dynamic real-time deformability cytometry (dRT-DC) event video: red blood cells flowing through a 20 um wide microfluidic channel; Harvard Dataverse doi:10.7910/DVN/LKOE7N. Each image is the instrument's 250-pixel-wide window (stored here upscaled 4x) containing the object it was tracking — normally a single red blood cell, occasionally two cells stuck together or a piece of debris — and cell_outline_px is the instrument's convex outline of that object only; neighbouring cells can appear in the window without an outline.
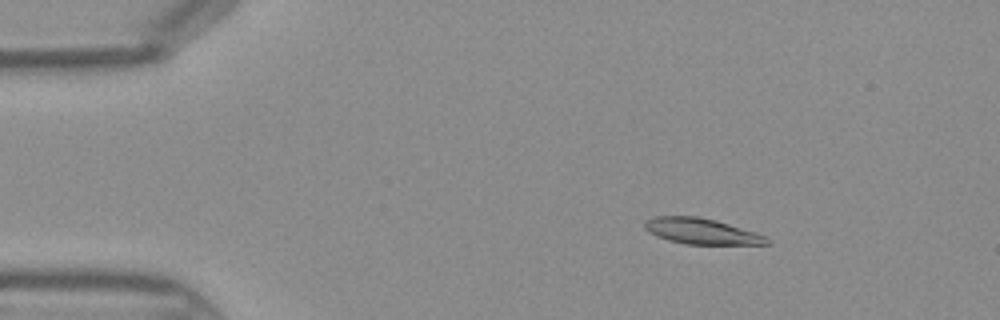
{"species": "Egyptian fruit bat (a non-hibernating species)", "species_latin": "Rousettus aegyptiacus", "temperature_condition": "warm", "stored_images_in_passage": 45, "camera_frame_rate_fps": 3000, "um_per_image_px": 0.085, "frame": {"image": 1, "passage_image": 7, "time_ms": 2.0, "image_size_px": [1000, 320], "cell_outline_px": [[772, 244], [684, 244], [668, 240], [656, 236], [648, 232], [644, 228], [644, 220], [652, 216], [696, 216], [716, 220], [756, 232], [768, 236]], "centroid_in_image_um": [59.62, 19.65], "position_along_channel_um": 25.4, "area_um2": 18.61}}
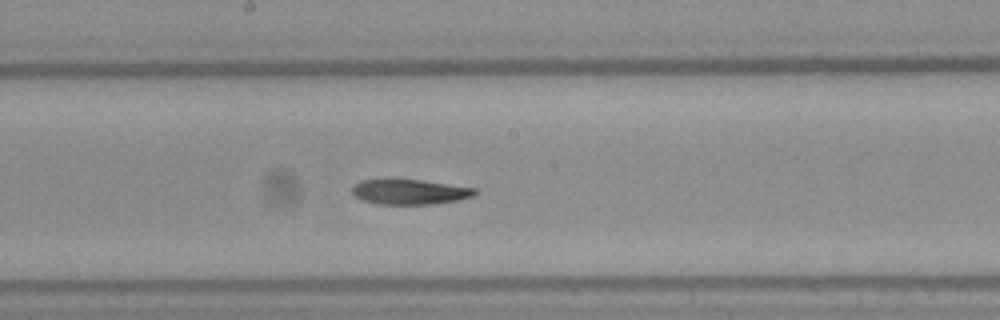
{"frame": {"image": 2, "passage_image": 24, "time_ms": 7.667, "image_size_px": [1000, 320], "cell_outline_px": [[476, 192], [472, 196], [456, 200], [428, 204], [376, 204], [360, 200], [352, 192], [352, 188], [360, 180], [420, 180], [476, 188]], "centroid_in_image_um": [34.78, 16.31], "position_along_channel_um": 213.4, "area_um2": 17.57}}
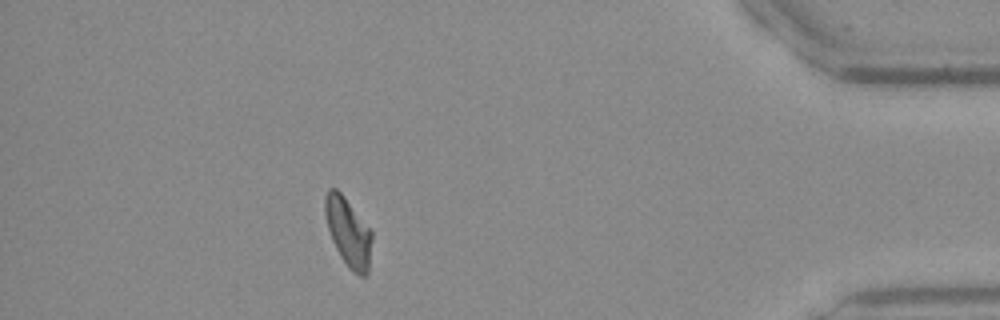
{"frame": {"image": 3, "passage_image": 40, "time_ms": 13.0, "image_size_px": [1000, 320], "cell_outline_px": [[372, 240], [368, 272], [364, 276], [360, 276], [352, 272], [348, 268], [340, 256], [332, 240], [328, 228], [324, 212], [324, 196], [328, 188], [336, 188], [344, 196], [372, 232]], "centroid_in_image_um": [29.58, 19.73], "position_along_channel_um": 405.6, "area_um2": 18.73}}